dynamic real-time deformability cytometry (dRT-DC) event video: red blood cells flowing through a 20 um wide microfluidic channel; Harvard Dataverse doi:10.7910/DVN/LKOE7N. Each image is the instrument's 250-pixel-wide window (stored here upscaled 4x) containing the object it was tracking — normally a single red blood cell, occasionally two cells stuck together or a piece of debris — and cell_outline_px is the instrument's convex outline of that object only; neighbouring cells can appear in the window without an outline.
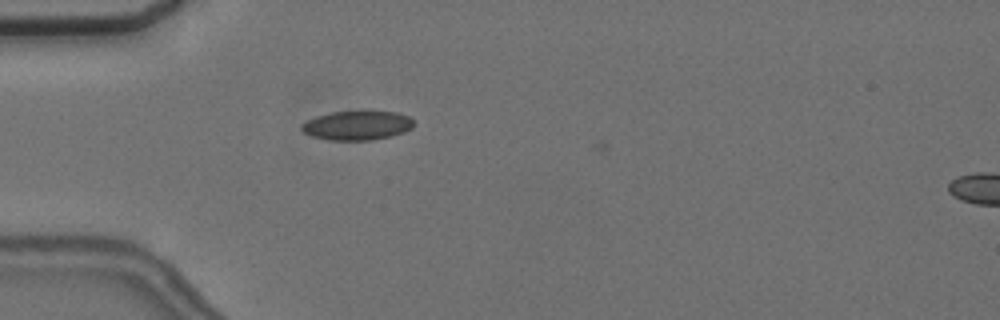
{"species": "common noctule bat (a hibernating species)", "species_latin": "Nyctalus noctula", "temperature_condition": "cold", "stored_images_in_passage": 2, "camera_frame_rate_fps": 3000, "um_per_image_px": 0.085, "animal": {"sex": "female", "body_mass_g": 24.6, "forearm_length_mm": 56.2}, "frame": {"image": 1, "passage_image": 1, "time_ms": 0.0, "image_size_px": [1000, 320], "cell_outline_px": [[416, 124], [412, 128], [404, 132], [392, 136], [372, 140], [328, 140], [312, 136], [304, 132], [300, 128], [300, 124], [316, 116], [332, 112], [396, 112], [408, 116]], "centroid_in_image_um": [30.36, 10.67], "position_along_channel_um": 54.6, "area_um2": 19.02}}